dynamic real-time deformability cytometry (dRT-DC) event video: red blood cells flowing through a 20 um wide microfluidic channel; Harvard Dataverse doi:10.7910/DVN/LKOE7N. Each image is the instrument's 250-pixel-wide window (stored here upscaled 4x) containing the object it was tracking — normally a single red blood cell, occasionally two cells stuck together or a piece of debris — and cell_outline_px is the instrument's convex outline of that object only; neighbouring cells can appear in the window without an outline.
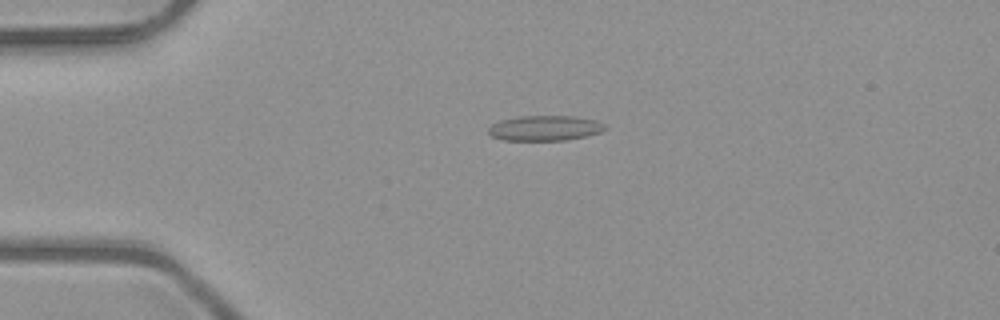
{"species": "common noctule bat (a hibernating species)", "species_latin": "Nyctalus noctula", "temperature_condition": "room temperature", "stored_images_in_passage": 51, "camera_frame_rate_fps": 3000, "um_per_image_px": 0.085, "animal": {"sex": "male", "body_mass_g": 23.1, "forearm_length_mm": 52.7}, "frame": {"image": 1, "passage_image": 12, "time_ms": 3.667, "image_size_px": [1000, 320], "cell_outline_px": [[608, 128], [600, 132], [588, 136], [564, 140], [504, 140], [492, 136], [488, 132], [488, 128], [492, 124], [500, 120], [520, 116], [576, 116], [596, 120], [604, 124]], "centroid_in_image_um": [46.34, 10.88], "position_along_channel_um": 38.7, "area_um2": 17.17}}
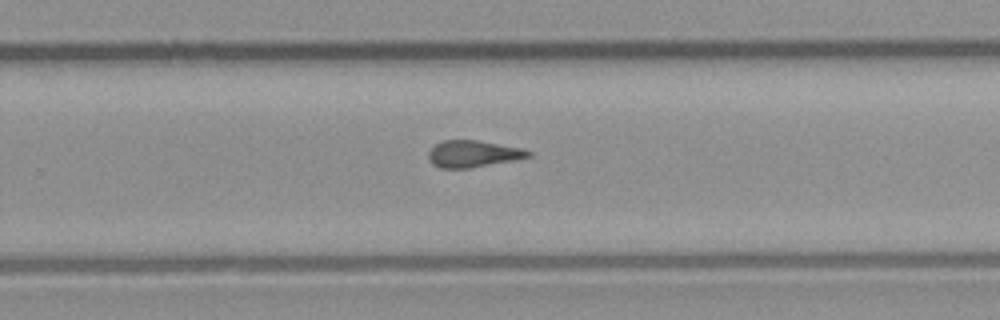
{"frame": {"image": 2, "passage_image": 33, "time_ms": 10.667, "image_size_px": [1000, 320], "cell_outline_px": [[532, 156], [512, 160], [468, 168], [440, 168], [432, 164], [428, 160], [428, 152], [436, 144], [444, 140], [476, 140], [520, 148], [532, 152]], "centroid_in_image_um": [40.16, 13.08], "position_along_channel_um": 289.6, "area_um2": 15.32}}
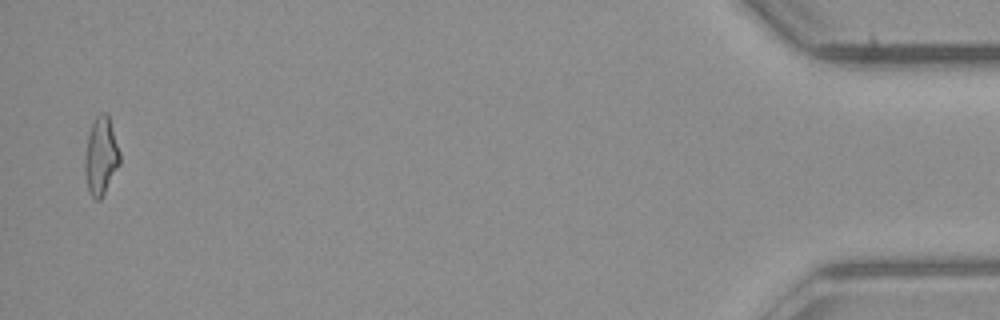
{"frame": {"image": 3, "passage_image": 50, "time_ms": 16.333, "image_size_px": [1000, 320], "cell_outline_px": [[120, 164], [100, 200], [96, 200], [92, 196], [88, 188], [84, 172], [84, 160], [88, 132], [96, 116], [100, 112], [108, 112], [120, 152]], "centroid_in_image_um": [8.58, 13.22], "position_along_channel_um": 426.6, "area_um2": 15.95}, "authors_computed_cell_mechanics": {"area_um2": 15.9528, "velocity_mm_per_s": 4.0573, "shape_relaxation_time_tau1_ms": null, "shape_relaxation_time_tau2_ms": 2.5765, "deformation_change_tau1": null, "deformation_change_tau2": 0.1135}}